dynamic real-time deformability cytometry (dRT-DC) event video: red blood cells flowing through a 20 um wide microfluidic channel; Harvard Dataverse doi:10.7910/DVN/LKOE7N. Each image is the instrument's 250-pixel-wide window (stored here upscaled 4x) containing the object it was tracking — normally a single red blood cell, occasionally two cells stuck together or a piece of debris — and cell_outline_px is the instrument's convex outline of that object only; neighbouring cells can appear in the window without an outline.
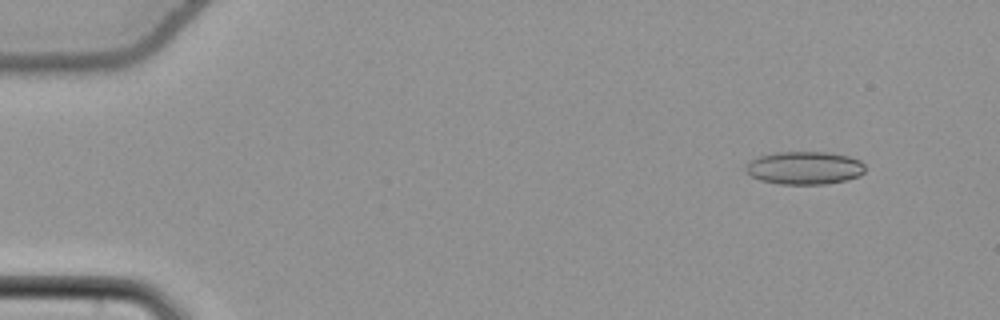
{"species": "common noctule bat (a hibernating species)", "species_latin": "Nyctalus noctula", "temperature_condition": "cold", "stored_images_in_passage": 56, "camera_frame_rate_fps": 3000, "um_per_image_px": 0.085, "animal": {"sex": "female", "body_mass_g": 22.7, "forearm_length_mm": 54.2}, "frame": {"image": 1, "passage_image": 6, "time_ms": 1.667, "image_size_px": [1000, 320], "cell_outline_px": [[864, 172], [860, 176], [848, 180], [828, 184], [780, 184], [760, 180], [752, 176], [744, 168], [756, 156], [776, 152], [828, 152], [848, 156], [860, 160], [864, 164]], "centroid_in_image_um": [68.41, 14.27], "position_along_channel_um": 16.6, "area_um2": 23.06}}
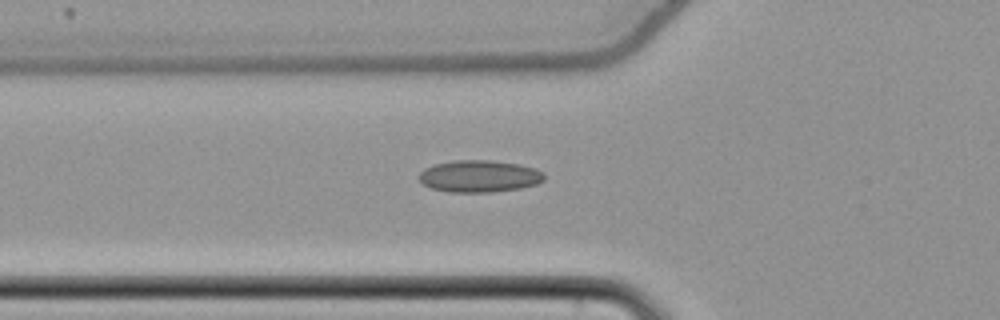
{"frame": {"image": 2, "passage_image": 21, "time_ms": 6.667, "image_size_px": [1000, 320], "cell_outline_px": [[544, 180], [536, 184], [520, 188], [492, 192], [448, 192], [432, 188], [420, 184], [416, 176], [424, 168], [432, 164], [456, 160], [488, 160], [520, 164], [536, 168], [544, 172]], "centroid_in_image_um": [40.69, 14.97], "position_along_channel_um": 85.1, "area_um2": 23.7}}
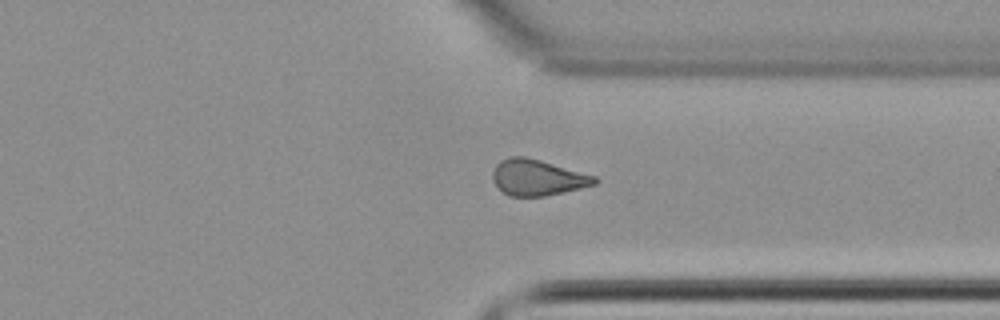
{"frame": {"image": 3, "passage_image": 43, "time_ms": 14.0, "image_size_px": [1000, 320], "cell_outline_px": [[600, 180], [596, 184], [564, 192], [544, 196], [508, 196], [492, 180], [492, 172], [496, 164], [500, 160], [508, 156], [524, 156], [540, 160], [596, 176]], "centroid_in_image_um": [45.68, 15.08], "position_along_channel_um": 365.7, "area_um2": 21.39}, "authors_computed_cell_mechanics": {"area_um2": 21.675, "velocity_mm_per_s": 3.8213, "shape_relaxation_time_tau1_ms": null, "shape_relaxation_time_tau2_ms": 4.2098, "deformation_change_tau1": null, "deformation_change_tau2": 0.105}}